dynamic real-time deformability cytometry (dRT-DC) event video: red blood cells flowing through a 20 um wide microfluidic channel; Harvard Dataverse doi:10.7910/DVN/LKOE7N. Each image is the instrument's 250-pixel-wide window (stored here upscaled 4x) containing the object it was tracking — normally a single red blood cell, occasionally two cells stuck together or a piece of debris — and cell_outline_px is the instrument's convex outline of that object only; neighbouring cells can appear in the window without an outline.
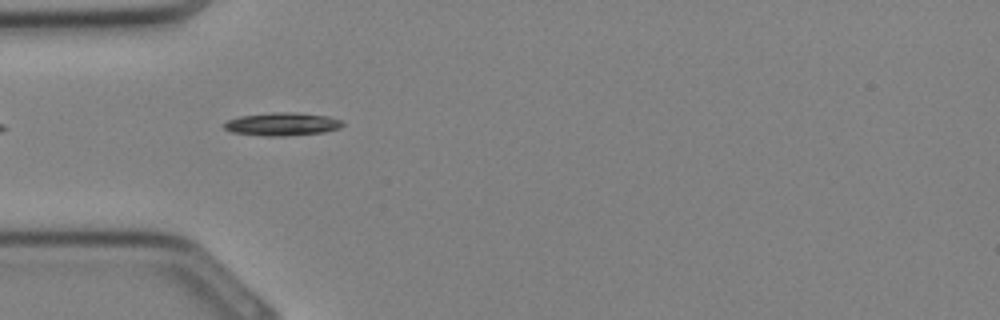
{"species": "Egyptian fruit bat (a non-hibernating species)", "species_latin": "Rousettus aegyptiacus", "temperature_condition": "cold", "stored_images_in_passage": 24, "camera_frame_rate_fps": 3000, "um_per_image_px": 0.085, "animal": {"sex": "female"}, "frame": {"image": 1, "passage_image": 1, "time_ms": 0.0, "image_size_px": [1000, 320], "cell_outline_px": [[344, 124], [340, 128], [324, 132], [284, 136], [260, 136], [232, 132], [224, 128], [224, 124], [228, 120], [240, 116], [272, 112], [292, 112], [328, 116], [344, 120]], "centroid_in_image_um": [24.01, 10.55], "position_along_channel_um": 61.0, "area_um2": 16.01}}
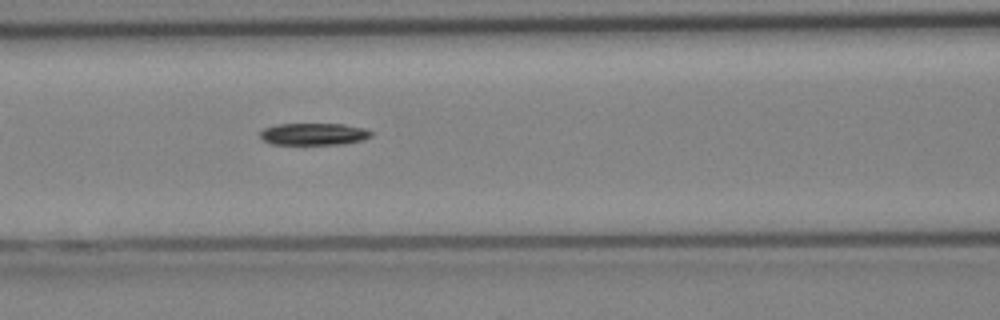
{"frame": {"image": 2, "passage_image": 5, "time_ms": 1.333, "image_size_px": [1000, 320], "cell_outline_px": [[372, 136], [364, 140], [344, 144], [272, 144], [264, 140], [260, 136], [260, 132], [264, 128], [276, 124], [344, 124], [364, 128], [372, 132]], "centroid_in_image_um": [26.7, 11.39], "position_along_channel_um": 139.9, "area_um2": 14.28}}
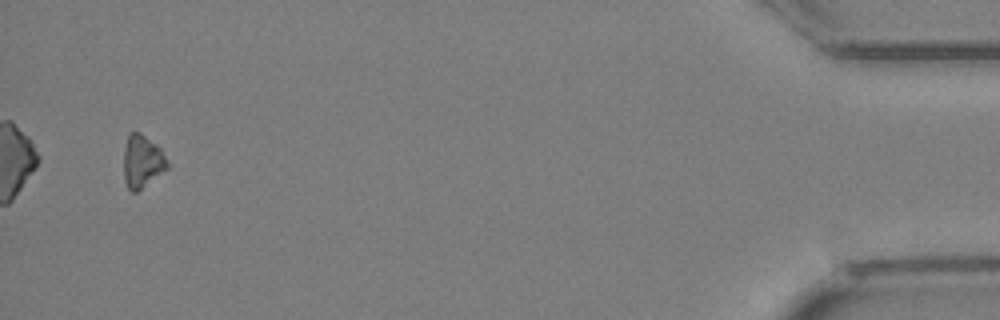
{"frame": {"image": 3, "passage_image": 23, "time_ms": 7.333, "image_size_px": [1000, 320], "cell_outline_px": [[168, 168], [136, 192], [132, 192], [128, 188], [124, 180], [124, 148], [128, 132], [140, 132], [156, 144], [160, 148], [168, 164]], "centroid_in_image_um": [12.06, 13.7], "position_along_channel_um": 423.1, "area_um2": 13.29}}